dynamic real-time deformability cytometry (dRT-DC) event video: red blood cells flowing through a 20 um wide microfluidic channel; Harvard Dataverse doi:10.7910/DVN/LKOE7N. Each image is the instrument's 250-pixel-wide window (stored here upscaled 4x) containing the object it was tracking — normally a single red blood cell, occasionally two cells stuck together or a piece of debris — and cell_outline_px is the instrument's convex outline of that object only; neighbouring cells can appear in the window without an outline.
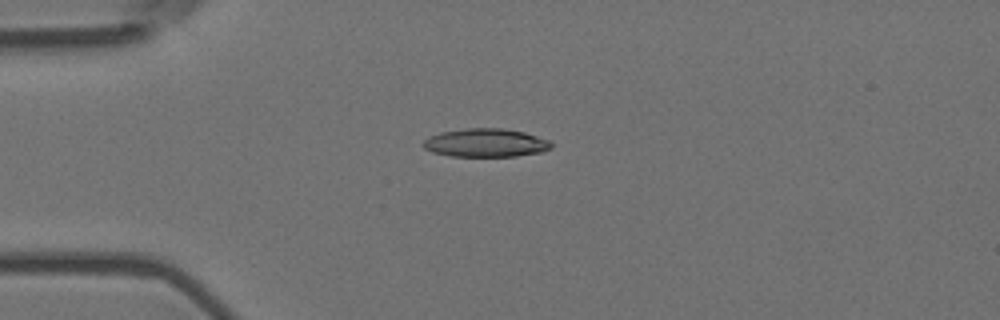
{"species": "Egyptian fruit bat (a non-hibernating species)", "species_latin": "Rousettus aegyptiacus", "temperature_condition": "room temperature", "stored_images_in_passage": 4, "camera_frame_rate_fps": 3000, "um_per_image_px": 0.085, "animal": {"sex": "female"}, "frame": {"image": 1, "passage_image": 4, "time_ms": 1.0, "image_size_px": [1000, 320], "cell_outline_px": [[552, 148], [544, 152], [516, 156], [452, 156], [432, 152], [424, 148], [420, 144], [428, 136], [440, 132], [468, 128], [504, 128], [524, 132], [548, 140], [552, 144]], "centroid_in_image_um": [41.27, 12.14], "position_along_channel_um": 43.7, "area_um2": 21.33}}